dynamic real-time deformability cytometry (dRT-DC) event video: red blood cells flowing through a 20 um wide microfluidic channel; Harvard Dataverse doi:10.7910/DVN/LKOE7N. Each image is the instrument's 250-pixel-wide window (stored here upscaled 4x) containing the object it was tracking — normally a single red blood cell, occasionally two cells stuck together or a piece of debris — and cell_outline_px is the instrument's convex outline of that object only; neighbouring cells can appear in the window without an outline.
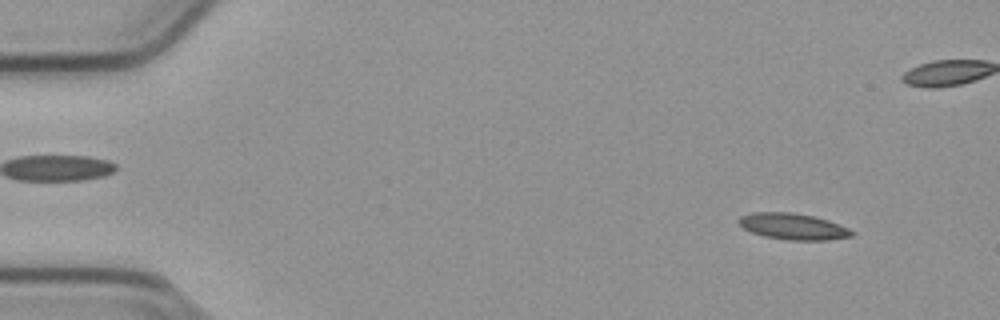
{"species": "common noctule bat (a hibernating species)", "species_latin": "Nyctalus noctula", "temperature_condition": "cold", "stored_images_in_passage": 54, "camera_frame_rate_fps": 3000, "um_per_image_px": 0.085, "animal": {"sex": "male", "body_mass_g": 23.1, "forearm_length_mm": 52.7}, "frame": {"image": 1, "passage_image": 5, "time_ms": 1.333, "image_size_px": [1000, 320], "cell_outline_px": [[856, 232], [852, 236], [828, 240], [788, 240], [764, 236], [752, 232], [744, 228], [736, 220], [740, 216], [752, 212], [792, 212], [812, 216], [828, 220], [840, 224]], "centroid_in_image_um": [67.42, 19.24], "position_along_channel_um": 17.6, "area_um2": 17.34}}
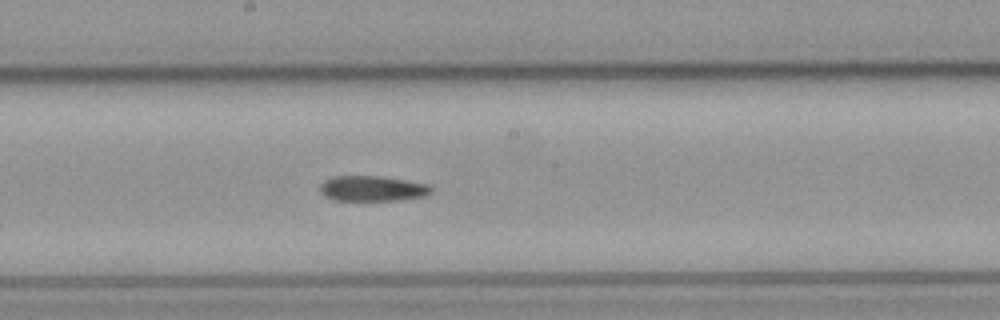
{"frame": {"image": 2, "passage_image": 29, "time_ms": 9.333, "image_size_px": [1000, 320], "cell_outline_px": [[432, 192], [428, 196], [400, 200], [336, 200], [320, 192], [320, 184], [324, 180], [332, 176], [380, 176], [432, 184]], "centroid_in_image_um": [31.72, 16.01], "position_along_channel_um": 216.5, "area_um2": 16.59}}
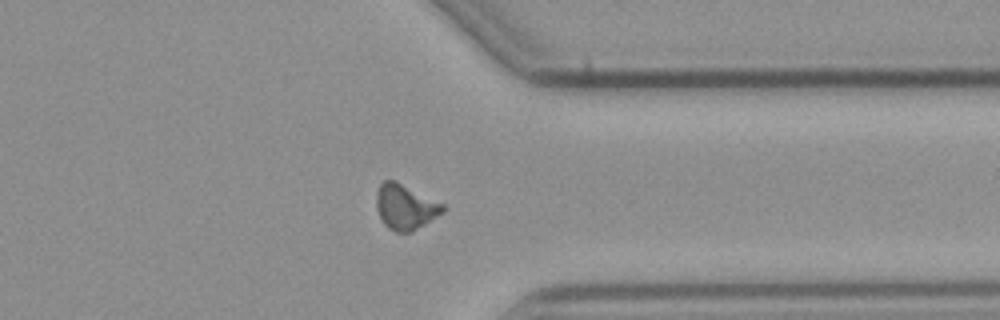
{"frame": {"image": 3, "passage_image": 42, "time_ms": 13.667, "image_size_px": [1000, 320], "cell_outline_px": [[444, 212], [412, 232], [396, 232], [388, 228], [384, 224], [376, 208], [376, 192], [380, 184], [384, 180], [396, 180], [444, 204]], "centroid_in_image_um": [34.44, 17.58], "position_along_channel_um": 377.0, "area_um2": 17.57}}